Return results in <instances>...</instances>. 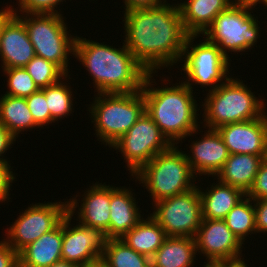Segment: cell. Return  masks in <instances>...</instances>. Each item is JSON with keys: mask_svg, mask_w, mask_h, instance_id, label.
Segmentation results:
<instances>
[{"mask_svg": "<svg viewBox=\"0 0 267 267\" xmlns=\"http://www.w3.org/2000/svg\"><path fill=\"white\" fill-rule=\"evenodd\" d=\"M124 12V44L145 70L157 73L181 62L189 34L178 3L170 5L166 0L156 7Z\"/></svg>", "mask_w": 267, "mask_h": 267, "instance_id": "6da1fadb", "label": "cell"}, {"mask_svg": "<svg viewBox=\"0 0 267 267\" xmlns=\"http://www.w3.org/2000/svg\"><path fill=\"white\" fill-rule=\"evenodd\" d=\"M66 0H18V7L9 5V10L14 15L21 14H62L56 10L61 2ZM56 7V8H55ZM19 11V12H18Z\"/></svg>", "mask_w": 267, "mask_h": 267, "instance_id": "1f68e13d", "label": "cell"}, {"mask_svg": "<svg viewBox=\"0 0 267 267\" xmlns=\"http://www.w3.org/2000/svg\"><path fill=\"white\" fill-rule=\"evenodd\" d=\"M224 220L227 227L244 245L246 237H249V234L257 233L253 199L246 195L233 207Z\"/></svg>", "mask_w": 267, "mask_h": 267, "instance_id": "4316f807", "label": "cell"}, {"mask_svg": "<svg viewBox=\"0 0 267 267\" xmlns=\"http://www.w3.org/2000/svg\"><path fill=\"white\" fill-rule=\"evenodd\" d=\"M25 25L35 54L58 65L69 74V55L75 54V35L67 31L62 14L16 15ZM70 33V34H69Z\"/></svg>", "mask_w": 267, "mask_h": 267, "instance_id": "52a82bcc", "label": "cell"}, {"mask_svg": "<svg viewBox=\"0 0 267 267\" xmlns=\"http://www.w3.org/2000/svg\"><path fill=\"white\" fill-rule=\"evenodd\" d=\"M246 195L253 200L267 199V158L261 162L254 183Z\"/></svg>", "mask_w": 267, "mask_h": 267, "instance_id": "836d02e7", "label": "cell"}, {"mask_svg": "<svg viewBox=\"0 0 267 267\" xmlns=\"http://www.w3.org/2000/svg\"><path fill=\"white\" fill-rule=\"evenodd\" d=\"M166 0H124L125 11L132 9H144L156 7L164 3Z\"/></svg>", "mask_w": 267, "mask_h": 267, "instance_id": "f35d334b", "label": "cell"}, {"mask_svg": "<svg viewBox=\"0 0 267 267\" xmlns=\"http://www.w3.org/2000/svg\"><path fill=\"white\" fill-rule=\"evenodd\" d=\"M72 217L67 213L63 218L62 260L79 267L100 261L108 241L106 233L79 222L73 226Z\"/></svg>", "mask_w": 267, "mask_h": 267, "instance_id": "4fadbf2b", "label": "cell"}, {"mask_svg": "<svg viewBox=\"0 0 267 267\" xmlns=\"http://www.w3.org/2000/svg\"><path fill=\"white\" fill-rule=\"evenodd\" d=\"M230 154L267 155V112L260 118L216 129Z\"/></svg>", "mask_w": 267, "mask_h": 267, "instance_id": "2e32d148", "label": "cell"}, {"mask_svg": "<svg viewBox=\"0 0 267 267\" xmlns=\"http://www.w3.org/2000/svg\"><path fill=\"white\" fill-rule=\"evenodd\" d=\"M1 32H2V16L0 17V44H1Z\"/></svg>", "mask_w": 267, "mask_h": 267, "instance_id": "f6af8a7d", "label": "cell"}, {"mask_svg": "<svg viewBox=\"0 0 267 267\" xmlns=\"http://www.w3.org/2000/svg\"><path fill=\"white\" fill-rule=\"evenodd\" d=\"M172 145L145 111L110 148L118 150L124 156L122 158L133 176L143 165Z\"/></svg>", "mask_w": 267, "mask_h": 267, "instance_id": "8fae6325", "label": "cell"}, {"mask_svg": "<svg viewBox=\"0 0 267 267\" xmlns=\"http://www.w3.org/2000/svg\"><path fill=\"white\" fill-rule=\"evenodd\" d=\"M63 220L18 253L19 267H50L62 260Z\"/></svg>", "mask_w": 267, "mask_h": 267, "instance_id": "ffe728a7", "label": "cell"}, {"mask_svg": "<svg viewBox=\"0 0 267 267\" xmlns=\"http://www.w3.org/2000/svg\"><path fill=\"white\" fill-rule=\"evenodd\" d=\"M199 36L201 35L187 36L181 61L184 64L180 69L184 71L186 74L184 77L187 78H184L183 82L192 90L193 85L197 84L202 88L209 86L208 92H210L230 77L231 59H228L216 44L210 43L206 38L202 39V42L193 44L192 42Z\"/></svg>", "mask_w": 267, "mask_h": 267, "instance_id": "9c48e42d", "label": "cell"}, {"mask_svg": "<svg viewBox=\"0 0 267 267\" xmlns=\"http://www.w3.org/2000/svg\"><path fill=\"white\" fill-rule=\"evenodd\" d=\"M50 267H79V266L65 260H60L53 263Z\"/></svg>", "mask_w": 267, "mask_h": 267, "instance_id": "b9f144b4", "label": "cell"}, {"mask_svg": "<svg viewBox=\"0 0 267 267\" xmlns=\"http://www.w3.org/2000/svg\"><path fill=\"white\" fill-rule=\"evenodd\" d=\"M67 77L68 79H72L70 78V75H66L65 78H62V81L60 80L55 84L41 89L46 96V102L50 111V115L57 122L62 119V117L67 118L74 110L73 106L75 104H73V101L75 97H73L74 94H72L73 92L71 91V86H68L66 83L68 82L66 81Z\"/></svg>", "mask_w": 267, "mask_h": 267, "instance_id": "f1b7e54d", "label": "cell"}, {"mask_svg": "<svg viewBox=\"0 0 267 267\" xmlns=\"http://www.w3.org/2000/svg\"><path fill=\"white\" fill-rule=\"evenodd\" d=\"M122 44V48H113L104 42L77 35L73 57L92 76L94 92H135L142 89L148 71L134 58L124 42Z\"/></svg>", "mask_w": 267, "mask_h": 267, "instance_id": "7a4b0ae2", "label": "cell"}, {"mask_svg": "<svg viewBox=\"0 0 267 267\" xmlns=\"http://www.w3.org/2000/svg\"><path fill=\"white\" fill-rule=\"evenodd\" d=\"M167 237L163 228L152 216L148 215L126 233L121 240L136 252L151 258Z\"/></svg>", "mask_w": 267, "mask_h": 267, "instance_id": "d4e9b609", "label": "cell"}, {"mask_svg": "<svg viewBox=\"0 0 267 267\" xmlns=\"http://www.w3.org/2000/svg\"><path fill=\"white\" fill-rule=\"evenodd\" d=\"M16 138L9 132V130L0 124V162H10L8 161L7 158L3 154L7 152V150H10L16 142ZM10 148V149H9Z\"/></svg>", "mask_w": 267, "mask_h": 267, "instance_id": "74e56055", "label": "cell"}, {"mask_svg": "<svg viewBox=\"0 0 267 267\" xmlns=\"http://www.w3.org/2000/svg\"><path fill=\"white\" fill-rule=\"evenodd\" d=\"M233 0H186L178 4L182 23L189 35H202L220 12L225 11Z\"/></svg>", "mask_w": 267, "mask_h": 267, "instance_id": "44dd1931", "label": "cell"}, {"mask_svg": "<svg viewBox=\"0 0 267 267\" xmlns=\"http://www.w3.org/2000/svg\"><path fill=\"white\" fill-rule=\"evenodd\" d=\"M150 216L167 236L195 238L202 222L198 185L186 192L156 201Z\"/></svg>", "mask_w": 267, "mask_h": 267, "instance_id": "30bf717a", "label": "cell"}, {"mask_svg": "<svg viewBox=\"0 0 267 267\" xmlns=\"http://www.w3.org/2000/svg\"><path fill=\"white\" fill-rule=\"evenodd\" d=\"M207 131V132H206ZM204 131L201 139L192 141L191 155L185 153L191 170L197 177L210 175L215 177L229 158V151L216 129Z\"/></svg>", "mask_w": 267, "mask_h": 267, "instance_id": "ac0fdd59", "label": "cell"}, {"mask_svg": "<svg viewBox=\"0 0 267 267\" xmlns=\"http://www.w3.org/2000/svg\"><path fill=\"white\" fill-rule=\"evenodd\" d=\"M82 267H107L101 260L93 263V264H89V265H84Z\"/></svg>", "mask_w": 267, "mask_h": 267, "instance_id": "7bdbcfd3", "label": "cell"}, {"mask_svg": "<svg viewBox=\"0 0 267 267\" xmlns=\"http://www.w3.org/2000/svg\"><path fill=\"white\" fill-rule=\"evenodd\" d=\"M101 261L107 267H151L148 256L136 252L121 239H108Z\"/></svg>", "mask_w": 267, "mask_h": 267, "instance_id": "83f0119b", "label": "cell"}, {"mask_svg": "<svg viewBox=\"0 0 267 267\" xmlns=\"http://www.w3.org/2000/svg\"><path fill=\"white\" fill-rule=\"evenodd\" d=\"M131 189L111 185L110 239H121L144 217Z\"/></svg>", "mask_w": 267, "mask_h": 267, "instance_id": "d6986e66", "label": "cell"}, {"mask_svg": "<svg viewBox=\"0 0 267 267\" xmlns=\"http://www.w3.org/2000/svg\"><path fill=\"white\" fill-rule=\"evenodd\" d=\"M257 233L267 232V199L253 200Z\"/></svg>", "mask_w": 267, "mask_h": 267, "instance_id": "d590c367", "label": "cell"}, {"mask_svg": "<svg viewBox=\"0 0 267 267\" xmlns=\"http://www.w3.org/2000/svg\"><path fill=\"white\" fill-rule=\"evenodd\" d=\"M234 3H240V4H248L257 6V4H264L265 8L267 9V0H233Z\"/></svg>", "mask_w": 267, "mask_h": 267, "instance_id": "60d3db41", "label": "cell"}, {"mask_svg": "<svg viewBox=\"0 0 267 267\" xmlns=\"http://www.w3.org/2000/svg\"><path fill=\"white\" fill-rule=\"evenodd\" d=\"M68 213V202H47L31 204L5 231L3 239L19 253L28 244L43 234L55 229Z\"/></svg>", "mask_w": 267, "mask_h": 267, "instance_id": "7c38bea8", "label": "cell"}, {"mask_svg": "<svg viewBox=\"0 0 267 267\" xmlns=\"http://www.w3.org/2000/svg\"><path fill=\"white\" fill-rule=\"evenodd\" d=\"M9 9V7H4L3 9H0V17Z\"/></svg>", "mask_w": 267, "mask_h": 267, "instance_id": "ee69618b", "label": "cell"}, {"mask_svg": "<svg viewBox=\"0 0 267 267\" xmlns=\"http://www.w3.org/2000/svg\"><path fill=\"white\" fill-rule=\"evenodd\" d=\"M197 253L206 262H245L243 244L227 227L225 220L202 219L195 236Z\"/></svg>", "mask_w": 267, "mask_h": 267, "instance_id": "5bb4252c", "label": "cell"}, {"mask_svg": "<svg viewBox=\"0 0 267 267\" xmlns=\"http://www.w3.org/2000/svg\"><path fill=\"white\" fill-rule=\"evenodd\" d=\"M0 124L5 126L16 139L26 130L40 128L34 121L26 98L5 94L0 98Z\"/></svg>", "mask_w": 267, "mask_h": 267, "instance_id": "484cf974", "label": "cell"}, {"mask_svg": "<svg viewBox=\"0 0 267 267\" xmlns=\"http://www.w3.org/2000/svg\"><path fill=\"white\" fill-rule=\"evenodd\" d=\"M89 105L97 141L109 148L119 140L145 112L141 90L135 92L96 93Z\"/></svg>", "mask_w": 267, "mask_h": 267, "instance_id": "5b68a950", "label": "cell"}, {"mask_svg": "<svg viewBox=\"0 0 267 267\" xmlns=\"http://www.w3.org/2000/svg\"><path fill=\"white\" fill-rule=\"evenodd\" d=\"M81 197L79 207L78 195L73 196L67 200L68 202V213L72 216L77 214L76 219L79 223L92 227L95 229L103 230L107 238L110 239V201H111V186L105 183L96 182L89 186ZM78 207V211L76 210ZM76 212V214H74ZM78 218V219H77Z\"/></svg>", "mask_w": 267, "mask_h": 267, "instance_id": "9a60e30c", "label": "cell"}, {"mask_svg": "<svg viewBox=\"0 0 267 267\" xmlns=\"http://www.w3.org/2000/svg\"><path fill=\"white\" fill-rule=\"evenodd\" d=\"M0 267H19L18 253L4 240L0 241Z\"/></svg>", "mask_w": 267, "mask_h": 267, "instance_id": "8d00e7d4", "label": "cell"}, {"mask_svg": "<svg viewBox=\"0 0 267 267\" xmlns=\"http://www.w3.org/2000/svg\"><path fill=\"white\" fill-rule=\"evenodd\" d=\"M253 8L255 6L248 4H231L217 15L202 35L210 43L216 44L228 59L229 52L242 54L250 51L261 35L258 17L251 14Z\"/></svg>", "mask_w": 267, "mask_h": 267, "instance_id": "ba28073f", "label": "cell"}, {"mask_svg": "<svg viewBox=\"0 0 267 267\" xmlns=\"http://www.w3.org/2000/svg\"><path fill=\"white\" fill-rule=\"evenodd\" d=\"M210 187L202 190L198 186L201 197L203 219L224 220L233 207L240 202L246 194L231 185H226L217 180ZM201 188V189H200ZM210 188V189H209Z\"/></svg>", "mask_w": 267, "mask_h": 267, "instance_id": "603a6c76", "label": "cell"}, {"mask_svg": "<svg viewBox=\"0 0 267 267\" xmlns=\"http://www.w3.org/2000/svg\"><path fill=\"white\" fill-rule=\"evenodd\" d=\"M196 253L195 238L168 236L150 258L151 267H193Z\"/></svg>", "mask_w": 267, "mask_h": 267, "instance_id": "cb8c5ba5", "label": "cell"}, {"mask_svg": "<svg viewBox=\"0 0 267 267\" xmlns=\"http://www.w3.org/2000/svg\"><path fill=\"white\" fill-rule=\"evenodd\" d=\"M24 68L39 89L55 84L67 75L58 65L37 55Z\"/></svg>", "mask_w": 267, "mask_h": 267, "instance_id": "f546056e", "label": "cell"}, {"mask_svg": "<svg viewBox=\"0 0 267 267\" xmlns=\"http://www.w3.org/2000/svg\"><path fill=\"white\" fill-rule=\"evenodd\" d=\"M10 162H0V203L2 204L5 201L11 199L9 196L11 194L10 190L13 181H16L15 172L13 173L12 168L10 166Z\"/></svg>", "mask_w": 267, "mask_h": 267, "instance_id": "e575fe53", "label": "cell"}, {"mask_svg": "<svg viewBox=\"0 0 267 267\" xmlns=\"http://www.w3.org/2000/svg\"><path fill=\"white\" fill-rule=\"evenodd\" d=\"M265 158L267 155L230 154L214 179L217 178L219 182L236 187L247 194Z\"/></svg>", "mask_w": 267, "mask_h": 267, "instance_id": "7402d4cb", "label": "cell"}, {"mask_svg": "<svg viewBox=\"0 0 267 267\" xmlns=\"http://www.w3.org/2000/svg\"><path fill=\"white\" fill-rule=\"evenodd\" d=\"M147 189L152 204L164 198L186 192L197 185L185 152L172 145L143 165L133 176ZM144 184V185H143Z\"/></svg>", "mask_w": 267, "mask_h": 267, "instance_id": "8992f818", "label": "cell"}, {"mask_svg": "<svg viewBox=\"0 0 267 267\" xmlns=\"http://www.w3.org/2000/svg\"><path fill=\"white\" fill-rule=\"evenodd\" d=\"M153 74L155 72L146 74L141 89L145 98V111L173 145L179 144L186 137H192L194 133L198 134L200 122L197 121V111L200 106L197 107L194 90L182 81L175 83V86L153 87Z\"/></svg>", "mask_w": 267, "mask_h": 267, "instance_id": "3957f363", "label": "cell"}, {"mask_svg": "<svg viewBox=\"0 0 267 267\" xmlns=\"http://www.w3.org/2000/svg\"><path fill=\"white\" fill-rule=\"evenodd\" d=\"M35 56V50L24 23L8 9L2 15L1 68L25 67Z\"/></svg>", "mask_w": 267, "mask_h": 267, "instance_id": "e0dca14e", "label": "cell"}, {"mask_svg": "<svg viewBox=\"0 0 267 267\" xmlns=\"http://www.w3.org/2000/svg\"><path fill=\"white\" fill-rule=\"evenodd\" d=\"M6 75L8 90L5 95L15 97H28L39 90L33 78L24 67L1 69Z\"/></svg>", "mask_w": 267, "mask_h": 267, "instance_id": "4dcf8cb0", "label": "cell"}, {"mask_svg": "<svg viewBox=\"0 0 267 267\" xmlns=\"http://www.w3.org/2000/svg\"><path fill=\"white\" fill-rule=\"evenodd\" d=\"M245 262H204L203 267H243Z\"/></svg>", "mask_w": 267, "mask_h": 267, "instance_id": "ab89813d", "label": "cell"}, {"mask_svg": "<svg viewBox=\"0 0 267 267\" xmlns=\"http://www.w3.org/2000/svg\"><path fill=\"white\" fill-rule=\"evenodd\" d=\"M240 78L232 75L215 90L206 93L202 101L203 128L218 127L235 122L253 120L263 116L266 110L264 99L257 98ZM265 103V104H264ZM266 110V111H265Z\"/></svg>", "mask_w": 267, "mask_h": 267, "instance_id": "277c9868", "label": "cell"}, {"mask_svg": "<svg viewBox=\"0 0 267 267\" xmlns=\"http://www.w3.org/2000/svg\"><path fill=\"white\" fill-rule=\"evenodd\" d=\"M26 102L31 114L33 115L35 123L40 128L46 126L47 124L49 126V124L52 122H56L50 115V111L46 102V96L41 89L26 97Z\"/></svg>", "mask_w": 267, "mask_h": 267, "instance_id": "d6a6232c", "label": "cell"}]
</instances>
